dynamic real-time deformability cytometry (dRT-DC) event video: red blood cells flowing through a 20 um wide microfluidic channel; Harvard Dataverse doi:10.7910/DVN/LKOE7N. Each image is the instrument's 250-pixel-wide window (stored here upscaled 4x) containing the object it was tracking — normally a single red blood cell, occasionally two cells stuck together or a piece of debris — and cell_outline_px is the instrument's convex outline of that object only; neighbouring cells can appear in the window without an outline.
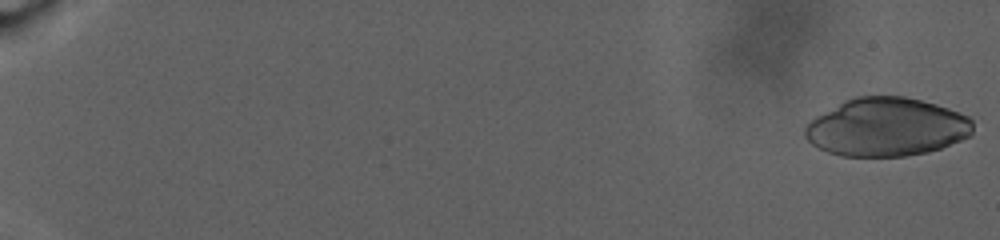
{"species": "human", "species_latin": "Homo sapiens", "temperature_condition": "warm", "stored_images_in_passage": 95, "camera_frame_rate_fps": 3000, "um_per_image_px": 0.085, "donor": {"sex": "male"}, "frame": {"image": 1, "passage_image": 2, "time_ms": 0.333, "image_size_px": [1000, 240], "cell_outline_px": [[972, 136], [940, 148], [928, 152], [904, 156], [840, 156], [828, 152], [812, 144], [804, 136], [804, 128], [816, 116], [844, 100], [856, 96], [904, 96], [936, 104], [948, 108], [968, 116], [972, 120]], "centroid_in_image_um": [75.36, 10.8], "position_along_channel_um": 9.6, "area_um2": 57.11}}
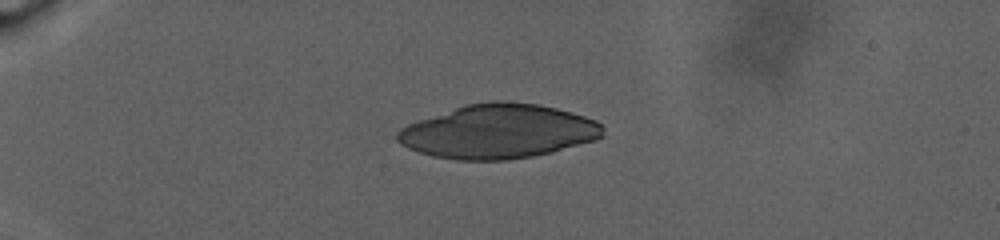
{"frame": {"image": 2, "passage_image": 28, "time_ms": 9.0, "image_size_px": [1000, 240], "cell_outline_px": [[604, 136], [596, 140], [552, 152], [532, 156], [508, 160], [456, 160], [432, 156], [408, 148], [400, 144], [396, 140], [396, 132], [400, 128], [408, 124], [464, 104], [492, 100], [508, 100], [536, 104], [556, 108], [584, 116], [596, 120], [604, 128]], "centroid_in_image_um": [42.35, 11.17], "position_along_channel_um": 42.6, "area_um2": 65.08}}